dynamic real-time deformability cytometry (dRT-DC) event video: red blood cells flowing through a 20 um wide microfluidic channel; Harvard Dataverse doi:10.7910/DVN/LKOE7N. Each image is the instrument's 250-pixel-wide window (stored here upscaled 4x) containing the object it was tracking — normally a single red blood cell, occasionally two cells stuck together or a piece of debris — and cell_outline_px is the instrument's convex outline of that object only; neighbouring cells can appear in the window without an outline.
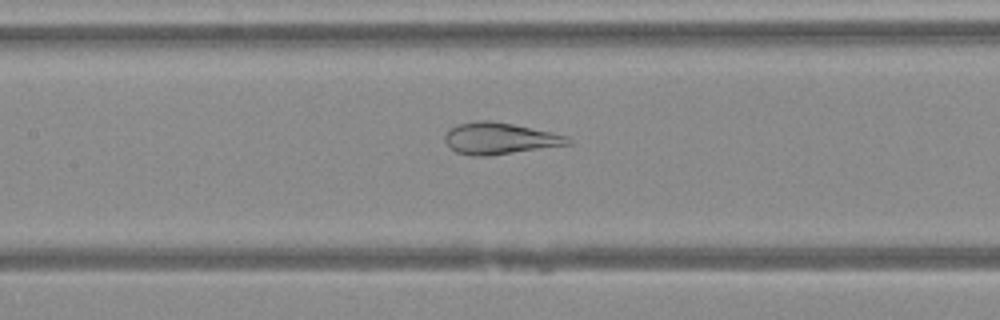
{"species": "Egyptian fruit bat (a non-hibernating species)", "species_latin": "Rousettus aegyptiacus", "temperature_condition": "warm", "stored_images_in_passage": 44, "camera_frame_rate_fps": 3000, "um_per_image_px": 0.085, "animal": {"sex": "female"}, "frame": {"image": 1, "passage_image": 18, "time_ms": 5.667, "image_size_px": [1000, 320], "cell_outline_px": [[572, 144], [484, 156], [472, 156], [456, 152], [444, 140], [444, 136], [448, 128], [456, 124], [476, 120], [488, 120], [512, 124], [552, 132], [568, 136], [572, 140]], "centroid_in_image_um": [42.45, 11.75], "position_along_channel_um": 165.0, "area_um2": 22.6}}
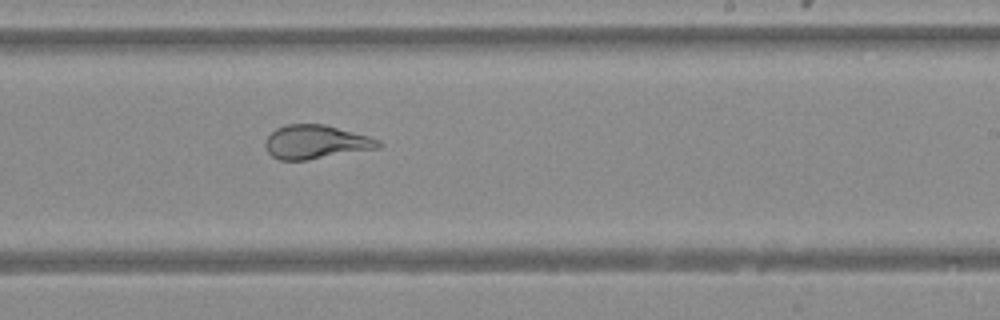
{"frame": {"image": 2, "passage_image": 25, "time_ms": 8.0, "image_size_px": [1000, 320], "cell_outline_px": [[384, 144], [380, 148], [308, 160], [280, 160], [272, 156], [264, 148], [264, 140], [276, 128], [288, 124], [324, 124], [368, 136], [380, 140]], "centroid_in_image_um": [26.85, 12.08], "position_along_channel_um": 262.2, "area_um2": 22.43}}
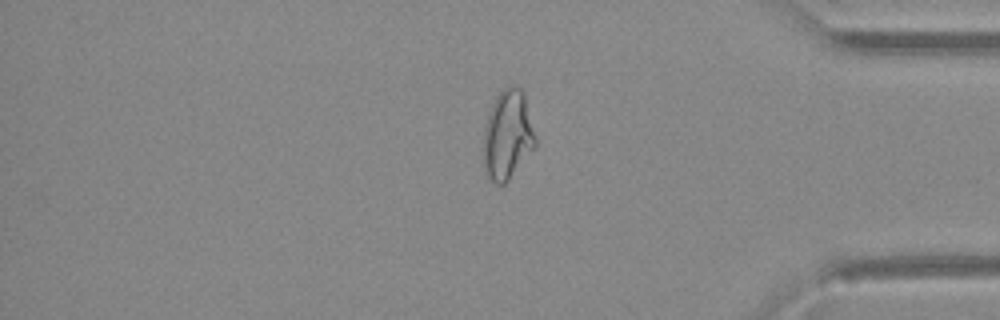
{"frame": {"image": 3, "passage_image": 36, "time_ms": 11.667, "image_size_px": [1000, 320], "cell_outline_px": [[536, 148], [508, 180], [504, 184], [496, 184], [488, 180], [484, 168], [484, 128], [488, 112], [496, 96], [508, 84], [516, 84], [524, 92], [536, 140]], "centroid_in_image_um": [43.15, 11.47], "position_along_channel_um": 392.1, "area_um2": 27.34}}